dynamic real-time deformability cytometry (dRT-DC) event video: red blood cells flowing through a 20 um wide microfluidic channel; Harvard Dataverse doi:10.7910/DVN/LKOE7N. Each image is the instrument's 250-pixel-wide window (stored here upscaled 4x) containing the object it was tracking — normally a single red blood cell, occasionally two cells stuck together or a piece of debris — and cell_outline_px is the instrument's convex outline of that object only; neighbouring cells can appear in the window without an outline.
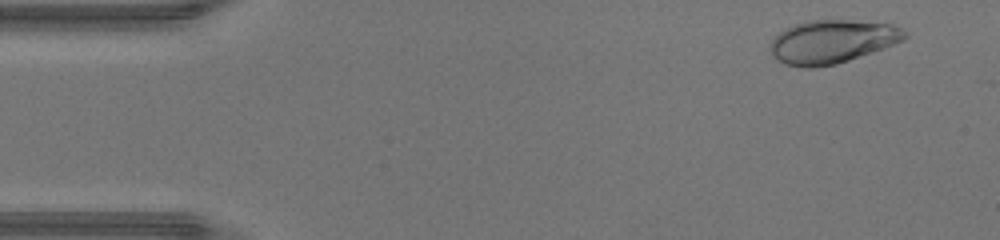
{"species": "human", "species_latin": "Homo sapiens", "temperature_condition": "warm", "stored_images_in_passage": 46, "camera_frame_rate_fps": 3000, "um_per_image_px": 0.085, "donor": {"sex": "male"}, "frame": {"image": 1, "passage_image": 3, "time_ms": 0.667, "image_size_px": [1000, 240], "cell_outline_px": [[908, 36], [904, 40], [884, 48], [836, 64], [816, 68], [804, 68], [784, 64], [772, 56], [768, 48], [768, 44], [784, 28], [796, 24], [812, 20], [848, 20], [892, 24], [908, 32]], "centroid_in_image_um": [70.7, 3.55], "position_along_channel_um": 14.3, "area_um2": 34.16}}
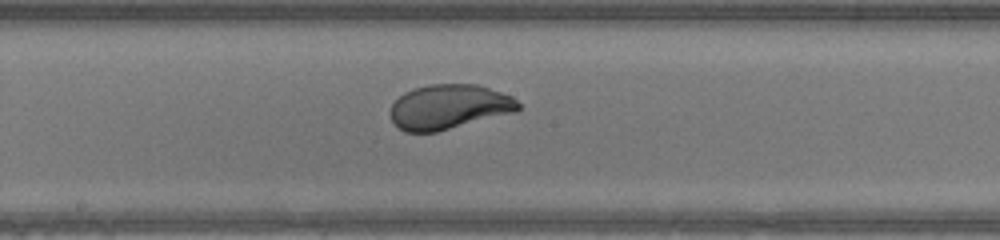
{"frame": {"image": 2, "passage_image": 24, "time_ms": 7.667, "image_size_px": [1000, 240], "cell_outline_px": [[520, 108], [516, 112], [436, 132], [404, 132], [392, 120], [388, 112], [392, 104], [404, 92], [412, 88], [428, 84], [476, 84], [512, 96], [520, 104]], "centroid_in_image_um": [38.14, 9.08], "position_along_channel_um": 210.1, "area_um2": 33.41}}
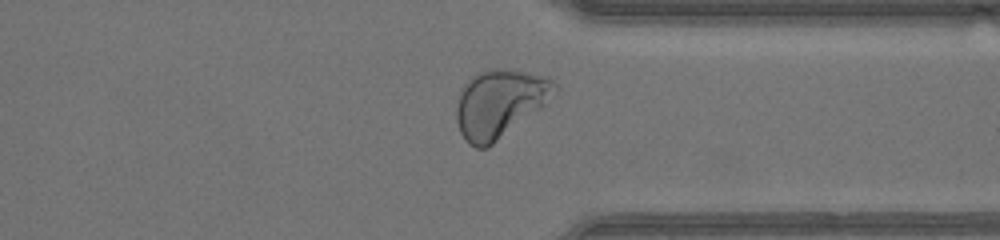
{"frame": {"image": 3, "passage_image": 35, "time_ms": 11.333, "image_size_px": [1000, 240], "cell_outline_px": [[560, 88], [540, 108], [488, 148], [476, 148], [468, 144], [460, 132], [456, 120], [456, 108], [460, 88], [476, 72], [496, 68], [504, 68], [548, 76]], "centroid_in_image_um": [42.45, 8.78], "position_along_channel_um": 369.0, "area_um2": 39.02}, "authors_computed_cell_mechanics": {"area_um2": 34.0153, "velocity_mm_per_s": 4.4012, "shape_relaxation_time_tau1_ms": 2.6587, "shape_relaxation_time_tau2_ms": null, "deformation_change_tau1": 0.1507, "deformation_change_tau2": null}}